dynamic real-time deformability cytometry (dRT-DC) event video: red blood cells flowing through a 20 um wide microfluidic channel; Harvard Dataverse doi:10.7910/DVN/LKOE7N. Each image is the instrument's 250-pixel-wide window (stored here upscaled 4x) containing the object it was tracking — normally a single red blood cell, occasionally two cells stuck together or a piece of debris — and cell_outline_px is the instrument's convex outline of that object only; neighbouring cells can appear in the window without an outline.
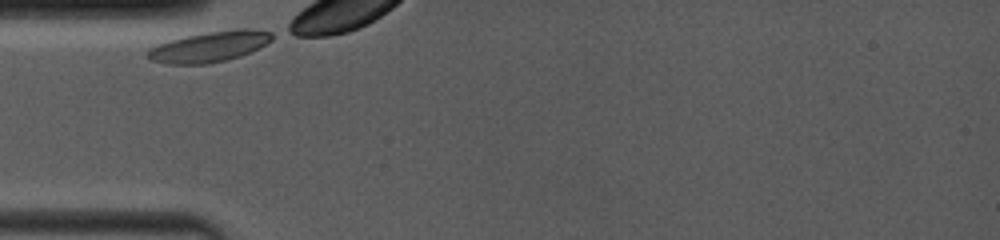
{"species": "common noctule bat (a hibernating species)", "species_latin": "Nyctalus noctula", "temperature_condition": "room temperature", "stored_images_in_passage": 57, "camera_frame_rate_fps": 4000, "um_per_image_px": 0.085, "animal": {"sex": "female", "body_mass_g": 19.0, "forearm_length_mm": 53.3}, "frame": {"image": 1, "passage_image": 1, "time_ms": 0.0, "image_size_px": [1000, 240], "cell_outline_px": [[272, 40], [240, 56], [228, 60], [204, 64], [164, 64], [152, 60], [148, 56], [148, 48], [172, 40], [188, 36], [212, 32], [240, 28], [248, 28], [272, 32]], "centroid_in_image_um": [17.81, 3.98], "position_along_channel_um": 67.2, "area_um2": 21.62}}